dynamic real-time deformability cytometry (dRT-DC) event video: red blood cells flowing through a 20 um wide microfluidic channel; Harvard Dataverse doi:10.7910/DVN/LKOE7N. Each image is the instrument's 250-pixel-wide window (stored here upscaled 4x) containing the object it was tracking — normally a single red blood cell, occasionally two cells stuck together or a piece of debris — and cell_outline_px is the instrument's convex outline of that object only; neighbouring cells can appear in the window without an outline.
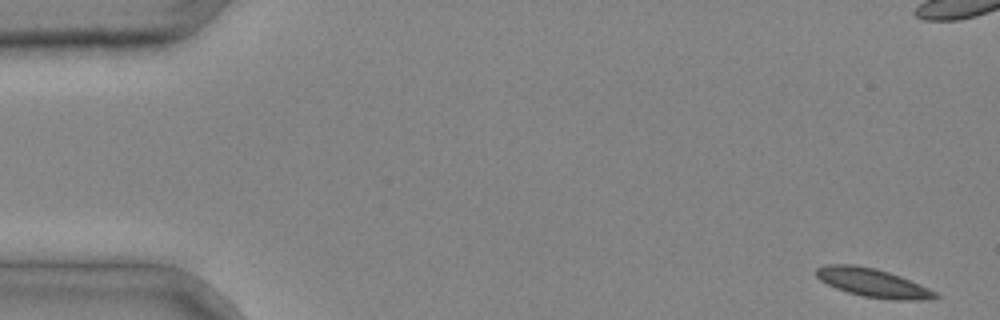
{"species": "common noctule bat (a hibernating species)", "species_latin": "Nyctalus noctula", "temperature_condition": "cold", "stored_images_in_passage": 5, "camera_frame_rate_fps": 3000, "um_per_image_px": 0.085, "animal": {"sex": "male", "body_mass_g": 20.4}, "frame": {"image": 1, "passage_image": 1, "time_ms": 0.0, "image_size_px": [1000, 320], "cell_outline_px": [[940, 296], [928, 300], [896, 300], [864, 296], [848, 292], [836, 288], [820, 280], [816, 276], [816, 268], [824, 264], [852, 264], [876, 268], [900, 276], [920, 284], [936, 292]], "centroid_in_image_um": [74.19, 24.03], "position_along_channel_um": 10.8, "area_um2": 19.77}}